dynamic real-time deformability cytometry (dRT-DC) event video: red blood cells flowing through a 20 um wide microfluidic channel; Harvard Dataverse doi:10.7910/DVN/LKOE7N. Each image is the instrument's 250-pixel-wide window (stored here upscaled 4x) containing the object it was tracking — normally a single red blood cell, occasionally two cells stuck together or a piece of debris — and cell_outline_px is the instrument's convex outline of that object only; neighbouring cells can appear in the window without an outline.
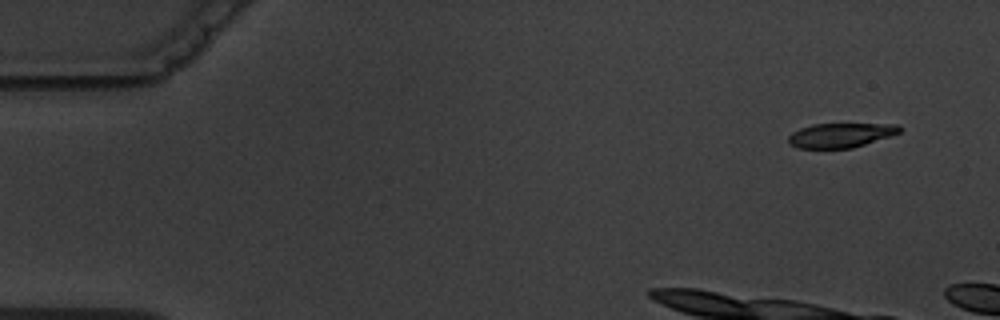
{"species": "common noctule bat (a hibernating species)", "species_latin": "Nyctalus noctula", "temperature_condition": "warm", "stored_images_in_passage": 2, "camera_frame_rate_fps": 3000, "um_per_image_px": 0.085, "animal": {"sex": "male", "body_mass_g": 19.5, "forearm_length_mm": 54.6}, "frame": {"image": 1, "passage_image": 1, "time_ms": 0.0, "image_size_px": [1000, 320], "cell_outline_px": [[904, 128], [900, 132], [852, 148], [796, 148], [788, 144], [788, 136], [792, 132], [800, 128], [812, 124], [900, 124]], "centroid_in_image_um": [71.42, 11.49], "position_along_channel_um": 13.6, "area_um2": 15.84}}